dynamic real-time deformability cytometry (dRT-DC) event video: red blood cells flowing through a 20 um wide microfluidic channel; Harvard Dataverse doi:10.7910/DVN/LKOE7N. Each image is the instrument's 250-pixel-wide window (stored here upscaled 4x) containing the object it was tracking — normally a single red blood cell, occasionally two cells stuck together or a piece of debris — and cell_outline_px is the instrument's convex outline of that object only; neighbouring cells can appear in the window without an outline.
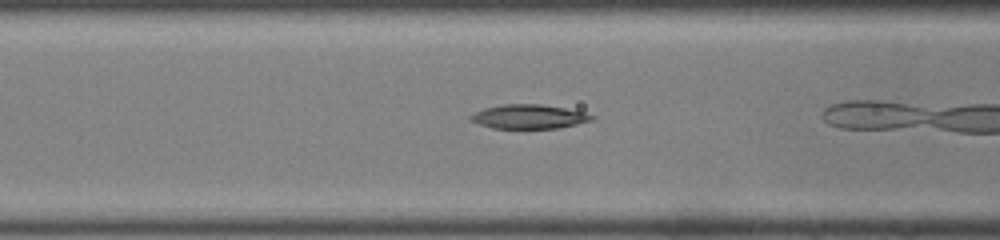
{"species": "common noctule bat (a hibernating species)", "species_latin": "Nyctalus noctula", "temperature_condition": "room temperature", "stored_images_in_passage": 15, "camera_frame_rate_fps": 3000, "um_per_image_px": 0.085, "animal": {"sex": "male", "body_mass_g": 19.0, "forearm_length_mm": 50.8}, "frame": {"image": 1, "passage_image": 5, "time_ms": 1.333, "image_size_px": [1000, 240], "cell_outline_px": [[596, 116], [592, 120], [576, 124], [556, 128], [492, 128], [480, 124], [472, 120], [468, 116], [484, 108], [504, 104], [540, 104], [564, 108], [584, 112]], "centroid_in_image_um": [44.96, 9.91], "position_along_channel_um": 121.6, "area_um2": 16.82}}
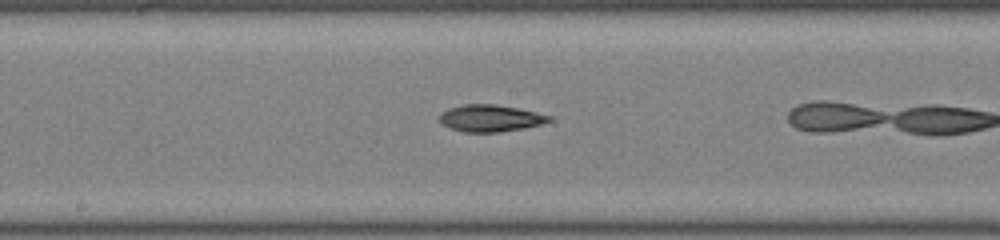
{"frame": {"image": 2, "passage_image": 11, "time_ms": 3.333, "image_size_px": [1000, 240], "cell_outline_px": [[552, 120], [540, 124], [524, 128], [500, 132], [464, 132], [452, 128], [444, 124], [440, 120], [440, 116], [448, 108], [464, 104], [496, 104], [536, 112], [552, 116]], "centroid_in_image_um": [41.71, 10.04], "position_along_channel_um": 206.5, "area_um2": 16.94}}